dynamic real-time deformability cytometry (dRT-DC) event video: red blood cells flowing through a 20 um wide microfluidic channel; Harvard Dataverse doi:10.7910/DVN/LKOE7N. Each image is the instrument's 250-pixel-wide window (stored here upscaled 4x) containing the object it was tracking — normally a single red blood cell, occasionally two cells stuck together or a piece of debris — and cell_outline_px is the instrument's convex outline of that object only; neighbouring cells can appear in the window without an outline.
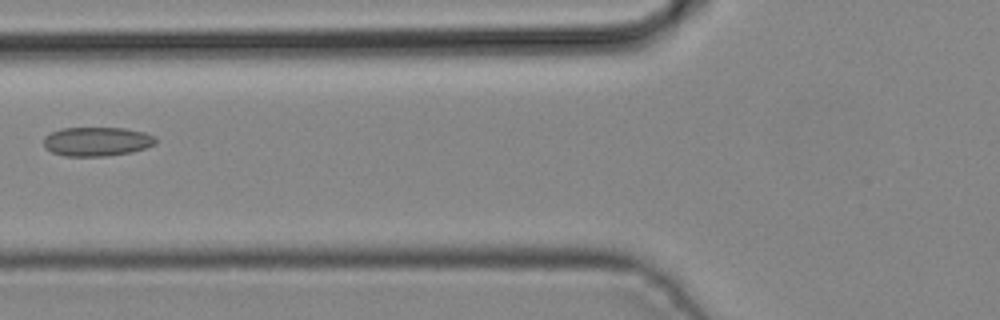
{"species": "common noctule bat (a hibernating species)", "species_latin": "Nyctalus noctula", "temperature_condition": "cold", "stored_images_in_passage": 3, "camera_frame_rate_fps": 3000, "um_per_image_px": 0.085, "animal": {"sex": "male", "body_mass_g": 19.2, "forearm_length_mm": 51.8}, "frame": {"image": 1, "passage_image": 3, "time_ms": 0.667, "image_size_px": [1000, 320], "cell_outline_px": [[156, 144], [132, 152], [104, 156], [64, 156], [52, 152], [44, 148], [44, 136], [60, 128], [124, 128], [144, 132], [156, 136]], "centroid_in_image_um": [8.23, 12.03], "position_along_channel_um": 117.6, "area_um2": 19.07}}